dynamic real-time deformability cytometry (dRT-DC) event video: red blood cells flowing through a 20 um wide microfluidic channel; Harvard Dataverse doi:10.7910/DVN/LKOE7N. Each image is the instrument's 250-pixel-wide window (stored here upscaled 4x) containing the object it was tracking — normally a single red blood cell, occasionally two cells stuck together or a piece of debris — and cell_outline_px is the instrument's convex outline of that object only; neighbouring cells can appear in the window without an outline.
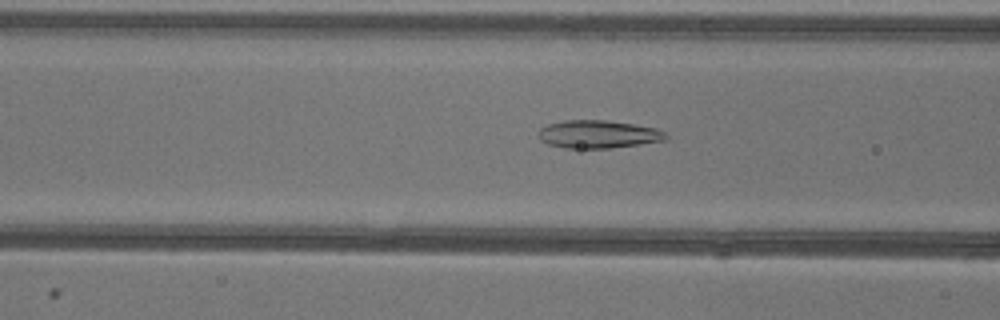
{"species": "common noctule bat (a hibernating species)", "species_latin": "Nyctalus noctula", "temperature_condition": "warm", "stored_images_in_passage": 42, "camera_frame_rate_fps": 3000, "um_per_image_px": 0.085, "animal": {"sex": "female"}, "frame": {"image": 1, "passage_image": 10, "time_ms": 3.0, "image_size_px": [1000, 320], "cell_outline_px": [[668, 140], [640, 144], [608, 148], [564, 148], [548, 144], [540, 140], [536, 132], [540, 128], [548, 124], [564, 120], [604, 120], [632, 124], [656, 128], [664, 132], [668, 136]], "centroid_in_image_um": [50.82, 11.41], "position_along_channel_um": 115.8, "area_um2": 20.81}}
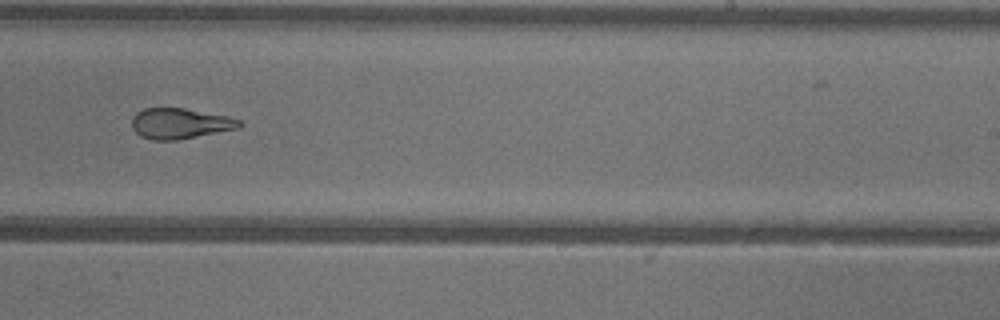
{"frame": {"image": 2, "passage_image": 22, "time_ms": 7.0, "image_size_px": [1000, 320], "cell_outline_px": [[244, 124], [240, 128], [176, 140], [152, 140], [140, 136], [132, 128], [132, 116], [136, 112], [144, 108], [184, 108], [228, 116], [240, 120]], "centroid_in_image_um": [15.3, 10.49], "position_along_channel_um": 273.7, "area_um2": 19.25}}
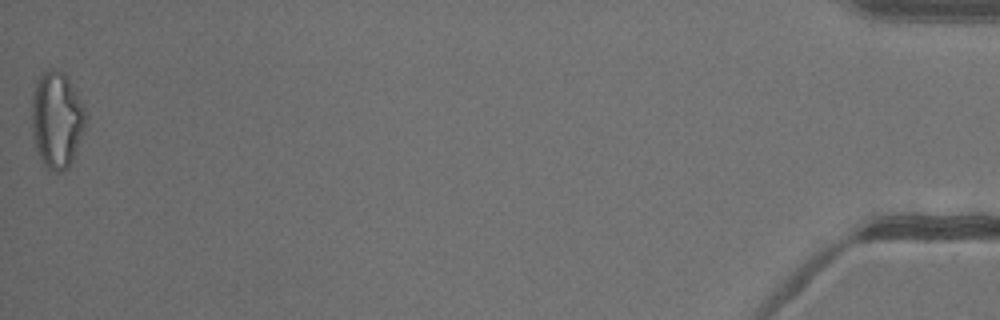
{"frame": {"image": 3, "passage_image": 42, "time_ms": 13.667, "image_size_px": [1000, 320], "cell_outline_px": [[88, 116], [76, 152], [68, 168], [64, 172], [56, 172], [48, 168], [44, 164], [36, 152], [32, 136], [32, 92], [40, 76], [48, 68], [52, 68], [64, 72], [68, 76], [84, 104], [88, 112]], "centroid_in_image_um": [4.84, 10.16], "position_along_channel_um": 430.4, "area_um2": 30.92}, "authors_computed_cell_mechanics": {"area_um2": 21.1259, "velocity_mm_per_s": 3.9514, "shape_relaxation_time_tau1_ms": 10.3407, "shape_relaxation_time_tau2_ms": 2.056, "deformation_change_tau1": 0.2842, "deformation_change_tau2": 0.1013}}